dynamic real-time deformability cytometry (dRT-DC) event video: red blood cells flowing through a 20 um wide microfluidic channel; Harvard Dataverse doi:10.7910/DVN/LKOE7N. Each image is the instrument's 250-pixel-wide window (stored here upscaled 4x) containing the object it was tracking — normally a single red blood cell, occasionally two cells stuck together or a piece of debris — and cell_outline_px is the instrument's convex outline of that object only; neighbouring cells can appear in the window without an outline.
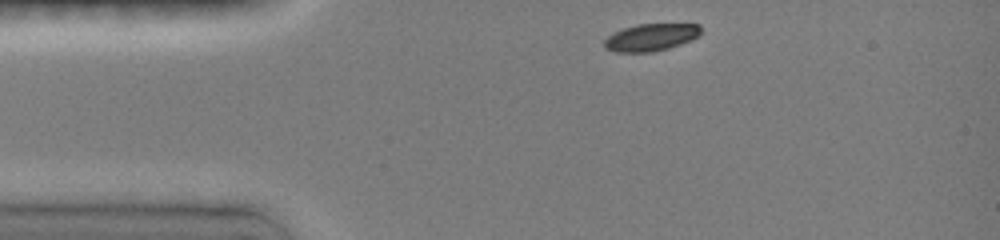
{"species": "common noctule bat (a hibernating species)", "species_latin": "Nyctalus noctula", "temperature_condition": "room temperature", "stored_images_in_passage": 32, "camera_frame_rate_fps": 3000, "um_per_image_px": 0.085, "animal": {"sex": "female", "body_mass_g": 19.0, "forearm_length_mm": 51.5}, "frame": {"image": 1, "passage_image": 1, "time_ms": 0.0, "image_size_px": [1000, 240], "cell_outline_px": [[700, 32], [696, 36], [688, 40], [668, 48], [648, 52], [616, 52], [604, 48], [604, 40], [608, 36], [624, 28], [636, 24], [700, 24]], "centroid_in_image_um": [55.27, 3.17], "position_along_channel_um": 29.7, "area_um2": 14.97}}
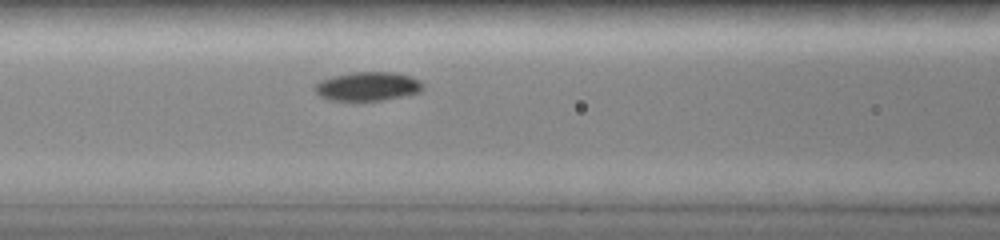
{"frame": {"image": 2, "passage_image": 11, "time_ms": 3.333, "image_size_px": [1000, 240], "cell_outline_px": [[424, 88], [420, 92], [380, 100], [332, 100], [320, 96], [316, 92], [316, 84], [320, 80], [352, 72], [396, 72], [412, 76], [420, 80], [424, 84]], "centroid_in_image_um": [31.31, 7.32], "position_along_channel_um": 135.3, "area_um2": 17.98}}
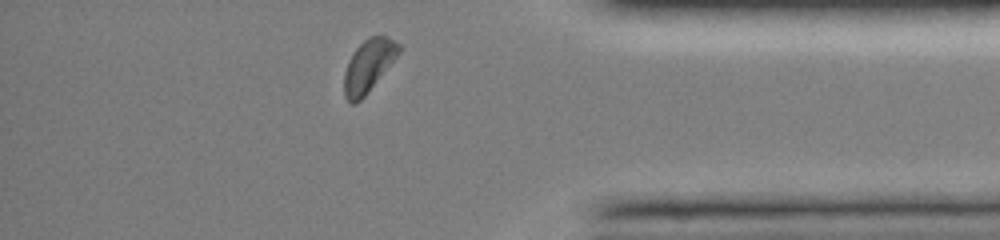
{"frame": {"image": 3, "passage_image": 30, "time_ms": 9.667, "image_size_px": [1000, 240], "cell_outline_px": [[400, 52], [364, 96], [356, 104], [352, 104], [344, 96], [344, 72], [348, 60], [356, 48], [368, 36], [388, 36], [400, 44]], "centroid_in_image_um": [31.3, 5.57], "position_along_channel_um": 403.9, "area_um2": 16.47}, "authors_computed_cell_mechanics": {"area_um2": 17.051, "velocity_mm_per_s": 4.0168, "shape_relaxation_time_tau1_ms": 1.4823, "shape_relaxation_time_tau2_ms": null, "deformation_change_tau1": 0.107, "deformation_change_tau2": null}}